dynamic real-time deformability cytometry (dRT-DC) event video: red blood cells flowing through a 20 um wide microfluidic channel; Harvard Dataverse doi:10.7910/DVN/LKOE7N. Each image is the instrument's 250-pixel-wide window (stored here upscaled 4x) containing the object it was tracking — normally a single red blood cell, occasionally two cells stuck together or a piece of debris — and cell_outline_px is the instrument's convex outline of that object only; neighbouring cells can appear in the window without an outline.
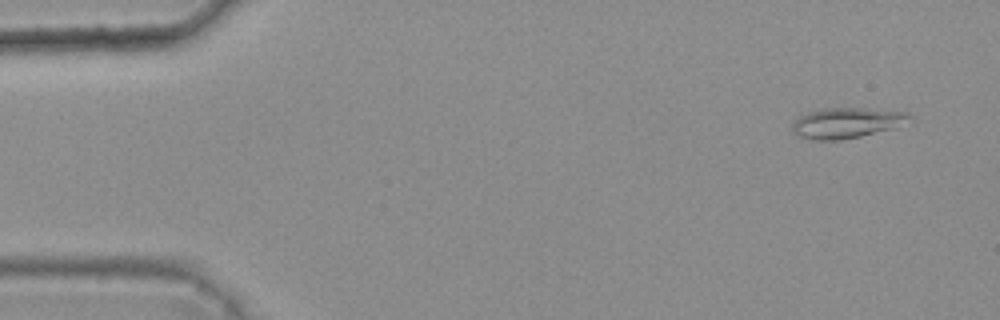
{"species": "common noctule bat (a hibernating species)", "species_latin": "Nyctalus noctula", "temperature_condition": "warm", "stored_images_in_passage": 4, "camera_frame_rate_fps": 3000, "um_per_image_px": 0.085, "animal": {"sex": "female", "body_mass_g": 25.1}, "frame": {"image": 1, "passage_image": 1, "time_ms": 0.0, "image_size_px": [1000, 320], "cell_outline_px": [[912, 120], [896, 128], [860, 136], [840, 140], [816, 140], [800, 136], [792, 132], [792, 124], [800, 116], [808, 112], [828, 108], [868, 108], [908, 112], [912, 116]], "centroid_in_image_um": [72.03, 10.44], "position_along_channel_um": 13.0, "area_um2": 20.87}}
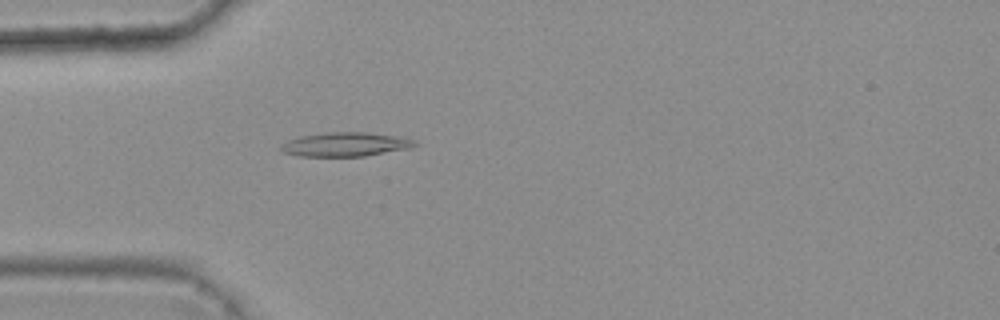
{"frame": {"image": 2, "passage_image": 4, "time_ms": 1.0, "image_size_px": [1000, 320], "cell_outline_px": [[416, 144], [408, 148], [364, 156], [300, 156], [284, 152], [280, 148], [280, 144], [288, 140], [300, 136], [328, 132], [364, 132], [392, 136], [412, 140]], "centroid_in_image_um": [29.26, 12.27], "position_along_channel_um": 55.7, "area_um2": 18.26}}